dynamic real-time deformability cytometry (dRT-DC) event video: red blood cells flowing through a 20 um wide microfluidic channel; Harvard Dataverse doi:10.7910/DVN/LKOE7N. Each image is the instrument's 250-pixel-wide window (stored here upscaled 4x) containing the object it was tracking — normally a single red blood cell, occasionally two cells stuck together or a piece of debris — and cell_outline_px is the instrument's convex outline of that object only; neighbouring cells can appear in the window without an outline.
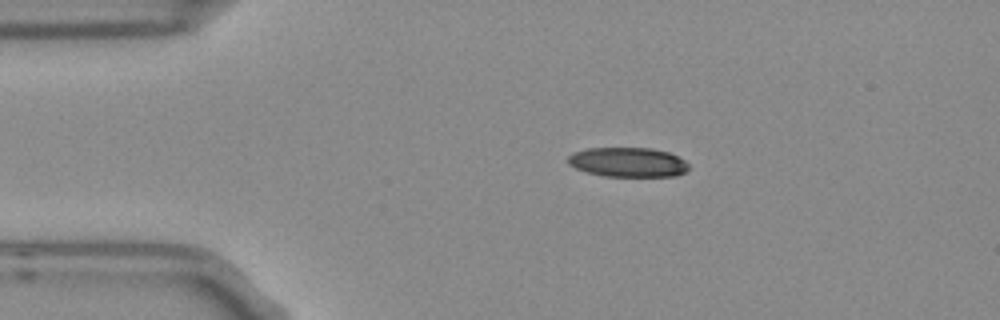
{"species": "Egyptian fruit bat (a non-hibernating species)", "species_latin": "Rousettus aegyptiacus", "temperature_condition": "room temperature", "stored_images_in_passage": 4, "camera_frame_rate_fps": 3000, "um_per_image_px": 0.085, "frame": {"image": 1, "passage_image": 1, "time_ms": 0.0, "image_size_px": [1000, 320], "cell_outline_px": [[688, 168], [684, 172], [676, 176], [604, 176], [588, 172], [576, 168], [568, 164], [568, 156], [572, 152], [588, 148], [652, 148], [668, 152], [684, 160], [688, 164]], "centroid_in_image_um": [53.35, 13.78], "position_along_channel_um": 31.6, "area_um2": 20.69}}
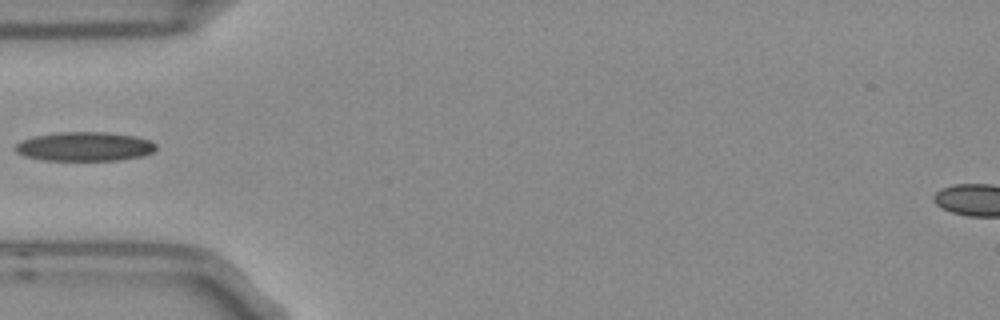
{"frame": {"image": 2, "passage_image": 3, "time_ms": 0.667, "image_size_px": [1000, 320], "cell_outline_px": [[156, 148], [152, 152], [140, 156], [116, 160], [44, 160], [24, 156], [16, 152], [12, 148], [20, 140], [32, 136], [60, 132], [112, 132], [136, 136], [148, 140], [156, 144]], "centroid_in_image_um": [7.13, 12.44], "position_along_channel_um": 77.9, "area_um2": 23.99}}
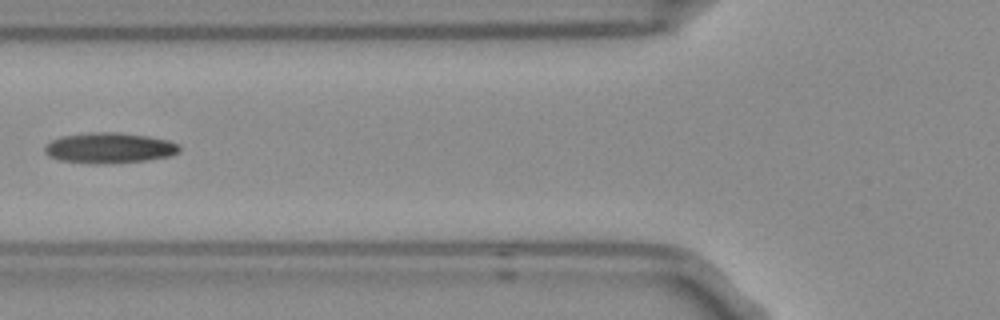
{"frame": {"image": 3, "passage_image": 4, "time_ms": 1.0, "image_size_px": [1000, 320], "cell_outline_px": [[180, 152], [172, 156], [148, 160], [112, 164], [88, 164], [60, 160], [48, 156], [44, 152], [44, 144], [60, 136], [88, 132], [120, 132], [148, 136], [168, 140], [176, 144], [180, 148]], "centroid_in_image_um": [9.27, 12.58], "position_along_channel_um": 116.5, "area_um2": 24.51}}